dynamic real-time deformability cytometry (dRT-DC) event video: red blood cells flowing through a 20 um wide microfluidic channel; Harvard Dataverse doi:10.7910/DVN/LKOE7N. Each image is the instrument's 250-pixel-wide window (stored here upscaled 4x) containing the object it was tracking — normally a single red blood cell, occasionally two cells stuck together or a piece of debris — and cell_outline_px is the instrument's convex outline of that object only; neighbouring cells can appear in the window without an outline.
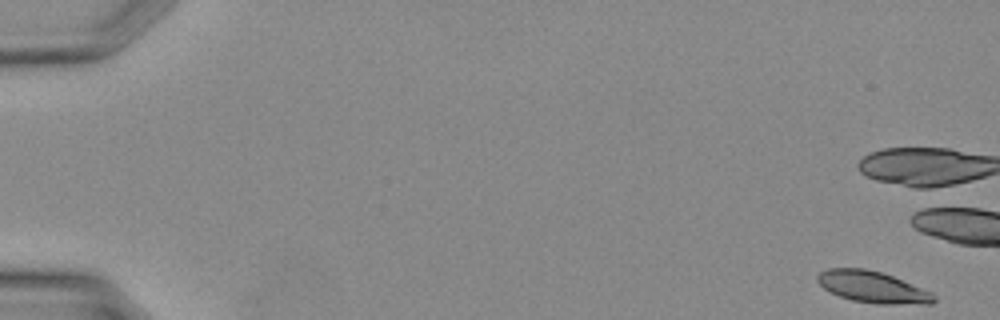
{"species": "Egyptian fruit bat (a non-hibernating species)", "species_latin": "Rousettus aegyptiacus", "temperature_condition": "warm", "stored_images_in_passage": 12, "camera_frame_rate_fps": 3000, "um_per_image_px": 0.085, "animal": {"sex": "female"}, "frame": {"image": 1, "passage_image": 1, "time_ms": 0.0, "image_size_px": [1000, 320], "cell_outline_px": [[936, 300], [932, 304], [876, 304], [852, 300], [828, 292], [816, 280], [816, 276], [820, 272], [828, 268], [864, 268], [880, 272], [892, 276], [932, 292], [936, 296]], "centroid_in_image_um": [74.17, 24.4], "position_along_channel_um": 10.8, "area_um2": 21.44}}